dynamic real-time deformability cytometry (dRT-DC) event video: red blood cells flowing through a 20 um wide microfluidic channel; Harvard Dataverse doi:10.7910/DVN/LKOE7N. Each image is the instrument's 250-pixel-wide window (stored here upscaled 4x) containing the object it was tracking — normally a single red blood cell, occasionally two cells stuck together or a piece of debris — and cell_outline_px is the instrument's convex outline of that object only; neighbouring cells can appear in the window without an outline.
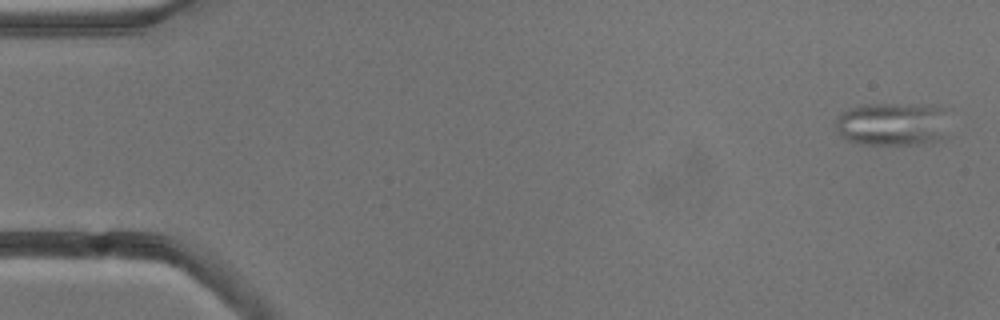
{"species": "common noctule bat (a hibernating species)", "species_latin": "Nyctalus noctula", "temperature_condition": "cold", "stored_images_in_passage": 5, "camera_frame_rate_fps": 3000, "um_per_image_px": 0.085, "animal": {"sex": "male", "body_mass_g": 13.3}, "frame": {"image": 1, "passage_image": 1, "time_ms": 0.0, "image_size_px": [1000, 320], "cell_outline_px": [[948, 136], [936, 140], [916, 144], [868, 144], [848, 140], [840, 136], [836, 128], [836, 120], [844, 112], [852, 108], [864, 104], [928, 104], [940, 108]], "centroid_in_image_um": [75.83, 10.54], "position_along_channel_um": 9.2, "area_um2": 28.15}}